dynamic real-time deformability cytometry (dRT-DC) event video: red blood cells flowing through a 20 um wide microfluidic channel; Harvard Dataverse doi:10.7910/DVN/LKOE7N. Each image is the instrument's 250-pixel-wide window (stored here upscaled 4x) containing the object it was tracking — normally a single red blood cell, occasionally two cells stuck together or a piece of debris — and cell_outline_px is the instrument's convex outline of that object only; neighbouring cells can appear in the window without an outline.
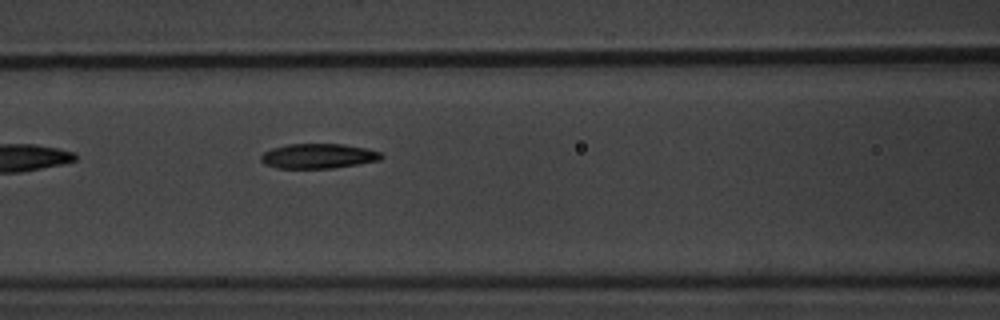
{"species": "common noctule bat (a hibernating species)", "species_latin": "Nyctalus noctula", "temperature_condition": "warm", "stored_images_in_passage": 7, "camera_frame_rate_fps": 3000, "um_per_image_px": 0.085, "animal": {"sex": "male", "body_mass_g": 20.1, "forearm_length_mm": 53.5}, "frame": {"image": 1, "passage_image": 7, "time_ms": 8.0, "image_size_px": [1000, 320], "cell_outline_px": [[384, 156], [380, 160], [332, 168], [276, 168], [264, 164], [260, 160], [260, 156], [264, 152], [272, 148], [288, 144], [344, 144], [368, 148], [380, 152]], "centroid_in_image_um": [27.04, 13.26], "position_along_channel_um": 139.6, "area_um2": 17.46}}